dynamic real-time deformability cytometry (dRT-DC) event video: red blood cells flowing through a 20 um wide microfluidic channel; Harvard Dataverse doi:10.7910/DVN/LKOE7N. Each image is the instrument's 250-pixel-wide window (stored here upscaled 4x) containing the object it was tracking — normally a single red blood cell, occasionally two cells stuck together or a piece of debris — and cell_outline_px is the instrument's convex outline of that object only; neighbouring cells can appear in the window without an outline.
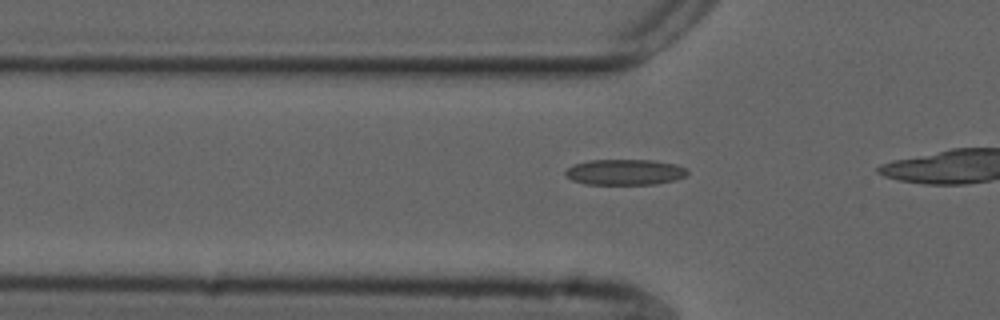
{"species": "common noctule bat (a hibernating species)", "species_latin": "Nyctalus noctula", "temperature_condition": "cold", "stored_images_in_passage": 9, "camera_frame_rate_fps": 3000, "um_per_image_px": 0.085, "animal": {"sex": "male", "forearm_length_mm": 52.5}, "frame": {"image": 1, "passage_image": 3, "time_ms": 0.667, "image_size_px": [1000, 320], "cell_outline_px": [[688, 172], [684, 176], [676, 180], [656, 184], [584, 184], [572, 180], [564, 172], [572, 164], [588, 160], [652, 160], [676, 164], [688, 168]], "centroid_in_image_um": [53.12, 14.62], "position_along_channel_um": 72.7, "area_um2": 18.38}}
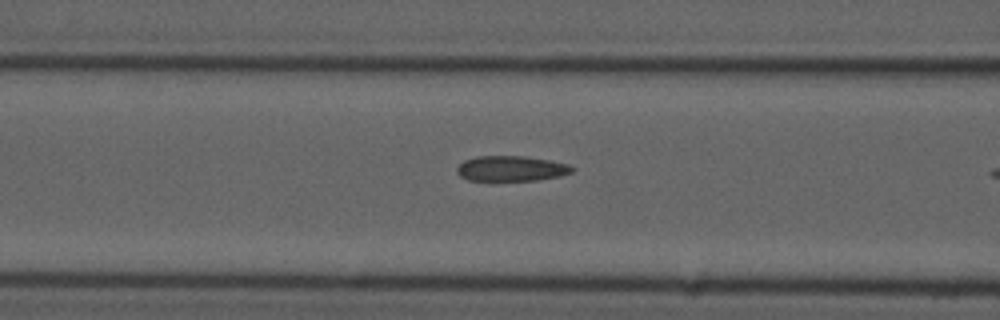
{"frame": {"image": 2, "passage_image": 7, "time_ms": 2.0, "image_size_px": [1000, 320], "cell_outline_px": [[576, 168], [572, 172], [560, 176], [536, 180], [492, 184], [468, 180], [460, 176], [456, 172], [456, 168], [464, 160], [476, 156], [524, 156], [548, 160], [568, 164]], "centroid_in_image_um": [43.39, 14.38], "position_along_channel_um": 123.2, "area_um2": 17.92}}